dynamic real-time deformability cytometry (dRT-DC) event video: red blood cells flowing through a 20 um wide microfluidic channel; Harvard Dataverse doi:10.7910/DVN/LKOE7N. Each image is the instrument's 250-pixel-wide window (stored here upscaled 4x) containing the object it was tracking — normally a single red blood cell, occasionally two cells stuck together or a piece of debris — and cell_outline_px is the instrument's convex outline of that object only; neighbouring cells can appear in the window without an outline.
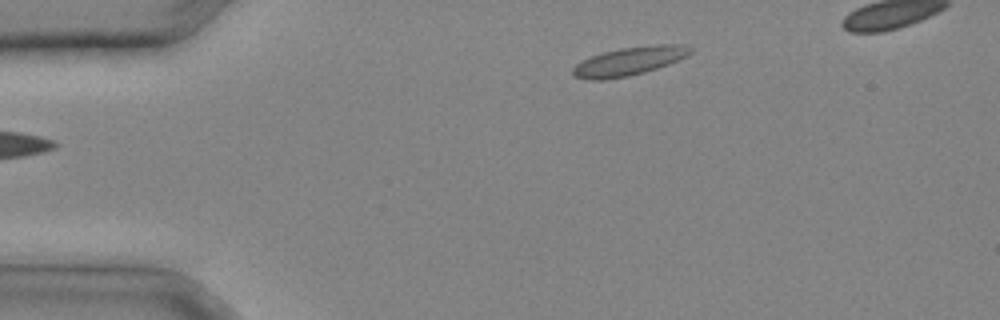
{"species": "common noctule bat (a hibernating species)", "species_latin": "Nyctalus noctula", "temperature_condition": "cold", "stored_images_in_passage": 23, "camera_frame_rate_fps": 3000, "um_per_image_px": 0.085, "animal": {"sex": "male", "body_mass_g": 20.4}, "frame": {"image": 1, "passage_image": 1, "time_ms": 0.0, "image_size_px": [1000, 320], "cell_outline_px": [[692, 52], [688, 56], [668, 64], [644, 72], [628, 76], [604, 80], [588, 80], [572, 76], [572, 68], [580, 60], [604, 52], [620, 48], [652, 44], [684, 44], [692, 48]], "centroid_in_image_um": [53.47, 5.2], "position_along_channel_um": 31.5, "area_um2": 19.71}}
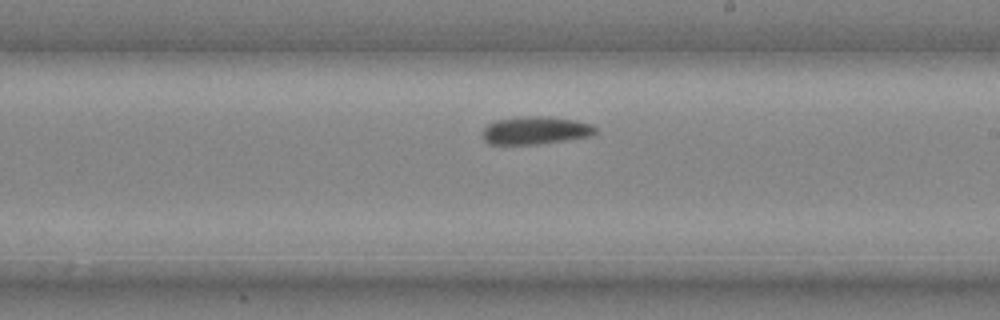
{"frame": {"image": 2, "passage_image": 14, "time_ms": 4.333, "image_size_px": [1000, 320], "cell_outline_px": [[596, 132], [592, 136], [536, 144], [488, 144], [484, 140], [484, 128], [488, 124], [496, 120], [524, 116], [544, 116], [576, 120], [592, 124], [596, 128]], "centroid_in_image_um": [45.53, 11.08], "position_along_channel_um": 243.5, "area_um2": 18.21}}
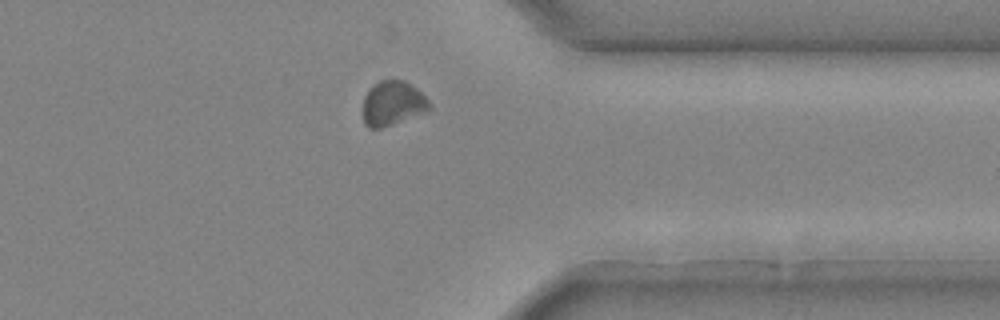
{"frame": {"image": 3, "passage_image": 21, "time_ms": 6.667, "image_size_px": [1000, 320], "cell_outline_px": [[432, 108], [428, 112], [380, 128], [368, 128], [364, 124], [360, 112], [364, 96], [368, 88], [380, 80], [404, 80], [416, 88], [432, 104]], "centroid_in_image_um": [33.34, 8.8], "position_along_channel_um": 378.1, "area_um2": 17.74}}